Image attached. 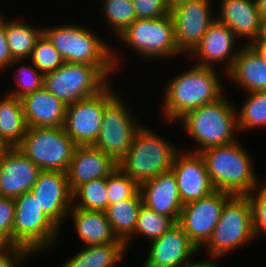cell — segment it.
Here are the masks:
<instances>
[{
    "label": "cell",
    "mask_w": 266,
    "mask_h": 267,
    "mask_svg": "<svg viewBox=\"0 0 266 267\" xmlns=\"http://www.w3.org/2000/svg\"><path fill=\"white\" fill-rule=\"evenodd\" d=\"M217 74L215 68L194 65L170 79L162 109L166 120L173 123L185 113L221 98L224 86Z\"/></svg>",
    "instance_id": "obj_1"
},
{
    "label": "cell",
    "mask_w": 266,
    "mask_h": 267,
    "mask_svg": "<svg viewBox=\"0 0 266 267\" xmlns=\"http://www.w3.org/2000/svg\"><path fill=\"white\" fill-rule=\"evenodd\" d=\"M200 154L216 190L233 196H247L260 185L252 166L253 159L239 139L226 145L206 148Z\"/></svg>",
    "instance_id": "obj_2"
},
{
    "label": "cell",
    "mask_w": 266,
    "mask_h": 267,
    "mask_svg": "<svg viewBox=\"0 0 266 267\" xmlns=\"http://www.w3.org/2000/svg\"><path fill=\"white\" fill-rule=\"evenodd\" d=\"M228 100L223 95L218 100L195 108L178 119V122L181 120L184 132L199 145L196 151L194 149L191 152L200 153L206 148L226 145L237 140V111Z\"/></svg>",
    "instance_id": "obj_3"
},
{
    "label": "cell",
    "mask_w": 266,
    "mask_h": 267,
    "mask_svg": "<svg viewBox=\"0 0 266 267\" xmlns=\"http://www.w3.org/2000/svg\"><path fill=\"white\" fill-rule=\"evenodd\" d=\"M182 150L165 137L143 125L137 130L132 146L118 162L119 168L138 185L170 171L176 154Z\"/></svg>",
    "instance_id": "obj_4"
},
{
    "label": "cell",
    "mask_w": 266,
    "mask_h": 267,
    "mask_svg": "<svg viewBox=\"0 0 266 267\" xmlns=\"http://www.w3.org/2000/svg\"><path fill=\"white\" fill-rule=\"evenodd\" d=\"M93 32L90 28L76 24H64L43 29V33L65 62L117 68L118 62H120V57H117L119 54Z\"/></svg>",
    "instance_id": "obj_5"
},
{
    "label": "cell",
    "mask_w": 266,
    "mask_h": 267,
    "mask_svg": "<svg viewBox=\"0 0 266 267\" xmlns=\"http://www.w3.org/2000/svg\"><path fill=\"white\" fill-rule=\"evenodd\" d=\"M114 66L64 62L44 75L43 86L66 105L98 94L109 84Z\"/></svg>",
    "instance_id": "obj_6"
},
{
    "label": "cell",
    "mask_w": 266,
    "mask_h": 267,
    "mask_svg": "<svg viewBox=\"0 0 266 267\" xmlns=\"http://www.w3.org/2000/svg\"><path fill=\"white\" fill-rule=\"evenodd\" d=\"M252 240L255 236L250 200L247 196H232L225 203L210 239L201 249L219 259Z\"/></svg>",
    "instance_id": "obj_7"
},
{
    "label": "cell",
    "mask_w": 266,
    "mask_h": 267,
    "mask_svg": "<svg viewBox=\"0 0 266 267\" xmlns=\"http://www.w3.org/2000/svg\"><path fill=\"white\" fill-rule=\"evenodd\" d=\"M14 203L13 242L32 254L52 248L60 228L45 215L31 191L15 198Z\"/></svg>",
    "instance_id": "obj_8"
},
{
    "label": "cell",
    "mask_w": 266,
    "mask_h": 267,
    "mask_svg": "<svg viewBox=\"0 0 266 267\" xmlns=\"http://www.w3.org/2000/svg\"><path fill=\"white\" fill-rule=\"evenodd\" d=\"M118 39L142 58L162 60L183 54L175 40L171 13L161 18L136 19Z\"/></svg>",
    "instance_id": "obj_9"
},
{
    "label": "cell",
    "mask_w": 266,
    "mask_h": 267,
    "mask_svg": "<svg viewBox=\"0 0 266 267\" xmlns=\"http://www.w3.org/2000/svg\"><path fill=\"white\" fill-rule=\"evenodd\" d=\"M76 144L64 127H28L18 148L42 171H67Z\"/></svg>",
    "instance_id": "obj_10"
},
{
    "label": "cell",
    "mask_w": 266,
    "mask_h": 267,
    "mask_svg": "<svg viewBox=\"0 0 266 267\" xmlns=\"http://www.w3.org/2000/svg\"><path fill=\"white\" fill-rule=\"evenodd\" d=\"M125 103L118 92L105 103L100 132L93 145L117 162L126 155L137 130L142 126L130 114L131 110Z\"/></svg>",
    "instance_id": "obj_11"
},
{
    "label": "cell",
    "mask_w": 266,
    "mask_h": 267,
    "mask_svg": "<svg viewBox=\"0 0 266 267\" xmlns=\"http://www.w3.org/2000/svg\"><path fill=\"white\" fill-rule=\"evenodd\" d=\"M111 85L94 96L67 105L63 127L77 146L94 145L97 141L105 103L117 92Z\"/></svg>",
    "instance_id": "obj_12"
},
{
    "label": "cell",
    "mask_w": 266,
    "mask_h": 267,
    "mask_svg": "<svg viewBox=\"0 0 266 267\" xmlns=\"http://www.w3.org/2000/svg\"><path fill=\"white\" fill-rule=\"evenodd\" d=\"M232 196L216 190L204 198L183 204L178 224L198 250L210 239L225 203Z\"/></svg>",
    "instance_id": "obj_13"
},
{
    "label": "cell",
    "mask_w": 266,
    "mask_h": 267,
    "mask_svg": "<svg viewBox=\"0 0 266 267\" xmlns=\"http://www.w3.org/2000/svg\"><path fill=\"white\" fill-rule=\"evenodd\" d=\"M211 0H186L172 11L175 40L178 49L186 55L202 40L208 27L216 20ZM213 15V16H212Z\"/></svg>",
    "instance_id": "obj_14"
},
{
    "label": "cell",
    "mask_w": 266,
    "mask_h": 267,
    "mask_svg": "<svg viewBox=\"0 0 266 267\" xmlns=\"http://www.w3.org/2000/svg\"><path fill=\"white\" fill-rule=\"evenodd\" d=\"M31 193L45 215L62 229L61 225L68 218L72 207V192L68 186L67 174L62 171H41Z\"/></svg>",
    "instance_id": "obj_15"
},
{
    "label": "cell",
    "mask_w": 266,
    "mask_h": 267,
    "mask_svg": "<svg viewBox=\"0 0 266 267\" xmlns=\"http://www.w3.org/2000/svg\"><path fill=\"white\" fill-rule=\"evenodd\" d=\"M178 184L183 204L204 198L214 191V185L200 153L179 151L171 168Z\"/></svg>",
    "instance_id": "obj_16"
},
{
    "label": "cell",
    "mask_w": 266,
    "mask_h": 267,
    "mask_svg": "<svg viewBox=\"0 0 266 267\" xmlns=\"http://www.w3.org/2000/svg\"><path fill=\"white\" fill-rule=\"evenodd\" d=\"M41 171L18 147L6 148L0 156V196L15 199L31 191Z\"/></svg>",
    "instance_id": "obj_17"
},
{
    "label": "cell",
    "mask_w": 266,
    "mask_h": 267,
    "mask_svg": "<svg viewBox=\"0 0 266 267\" xmlns=\"http://www.w3.org/2000/svg\"><path fill=\"white\" fill-rule=\"evenodd\" d=\"M236 40L237 37L231 29L216 19L190 54L192 53L197 62L199 61L195 64L198 66L214 68L215 64L223 62L226 65L224 70L226 74L240 50L235 47Z\"/></svg>",
    "instance_id": "obj_18"
},
{
    "label": "cell",
    "mask_w": 266,
    "mask_h": 267,
    "mask_svg": "<svg viewBox=\"0 0 266 267\" xmlns=\"http://www.w3.org/2000/svg\"><path fill=\"white\" fill-rule=\"evenodd\" d=\"M150 243L143 267H181L199 251L178 223Z\"/></svg>",
    "instance_id": "obj_19"
},
{
    "label": "cell",
    "mask_w": 266,
    "mask_h": 267,
    "mask_svg": "<svg viewBox=\"0 0 266 267\" xmlns=\"http://www.w3.org/2000/svg\"><path fill=\"white\" fill-rule=\"evenodd\" d=\"M117 168L113 157L93 145L76 146L66 171L70 191L91 180L107 178Z\"/></svg>",
    "instance_id": "obj_20"
},
{
    "label": "cell",
    "mask_w": 266,
    "mask_h": 267,
    "mask_svg": "<svg viewBox=\"0 0 266 267\" xmlns=\"http://www.w3.org/2000/svg\"><path fill=\"white\" fill-rule=\"evenodd\" d=\"M143 205L157 214L172 218L178 223L183 203L172 170L161 173L139 185Z\"/></svg>",
    "instance_id": "obj_21"
},
{
    "label": "cell",
    "mask_w": 266,
    "mask_h": 267,
    "mask_svg": "<svg viewBox=\"0 0 266 267\" xmlns=\"http://www.w3.org/2000/svg\"><path fill=\"white\" fill-rule=\"evenodd\" d=\"M28 127L64 126L67 105L44 86L21 98Z\"/></svg>",
    "instance_id": "obj_22"
},
{
    "label": "cell",
    "mask_w": 266,
    "mask_h": 267,
    "mask_svg": "<svg viewBox=\"0 0 266 267\" xmlns=\"http://www.w3.org/2000/svg\"><path fill=\"white\" fill-rule=\"evenodd\" d=\"M218 21L227 25L237 39L248 40L250 44L257 36L261 17L256 0H221ZM249 38V39H248Z\"/></svg>",
    "instance_id": "obj_23"
},
{
    "label": "cell",
    "mask_w": 266,
    "mask_h": 267,
    "mask_svg": "<svg viewBox=\"0 0 266 267\" xmlns=\"http://www.w3.org/2000/svg\"><path fill=\"white\" fill-rule=\"evenodd\" d=\"M71 215L74 229L85 246L107 243H124L114 234L106 212L80 209L72 206Z\"/></svg>",
    "instance_id": "obj_24"
},
{
    "label": "cell",
    "mask_w": 266,
    "mask_h": 267,
    "mask_svg": "<svg viewBox=\"0 0 266 267\" xmlns=\"http://www.w3.org/2000/svg\"><path fill=\"white\" fill-rule=\"evenodd\" d=\"M225 76L246 93L266 90V62L249 45H242Z\"/></svg>",
    "instance_id": "obj_25"
},
{
    "label": "cell",
    "mask_w": 266,
    "mask_h": 267,
    "mask_svg": "<svg viewBox=\"0 0 266 267\" xmlns=\"http://www.w3.org/2000/svg\"><path fill=\"white\" fill-rule=\"evenodd\" d=\"M27 129L21 99L6 94L0 99V141L6 148L18 147Z\"/></svg>",
    "instance_id": "obj_26"
},
{
    "label": "cell",
    "mask_w": 266,
    "mask_h": 267,
    "mask_svg": "<svg viewBox=\"0 0 266 267\" xmlns=\"http://www.w3.org/2000/svg\"><path fill=\"white\" fill-rule=\"evenodd\" d=\"M126 252L125 243L85 246L61 267H115Z\"/></svg>",
    "instance_id": "obj_27"
},
{
    "label": "cell",
    "mask_w": 266,
    "mask_h": 267,
    "mask_svg": "<svg viewBox=\"0 0 266 267\" xmlns=\"http://www.w3.org/2000/svg\"><path fill=\"white\" fill-rule=\"evenodd\" d=\"M142 197L138 190L132 197L108 205L106 212L112 230L118 239L125 242L135 230Z\"/></svg>",
    "instance_id": "obj_28"
},
{
    "label": "cell",
    "mask_w": 266,
    "mask_h": 267,
    "mask_svg": "<svg viewBox=\"0 0 266 267\" xmlns=\"http://www.w3.org/2000/svg\"><path fill=\"white\" fill-rule=\"evenodd\" d=\"M24 22V23H23ZM22 20L5 19V30L7 44L14 60L29 59L36 41L43 33V29H37L34 26Z\"/></svg>",
    "instance_id": "obj_29"
},
{
    "label": "cell",
    "mask_w": 266,
    "mask_h": 267,
    "mask_svg": "<svg viewBox=\"0 0 266 267\" xmlns=\"http://www.w3.org/2000/svg\"><path fill=\"white\" fill-rule=\"evenodd\" d=\"M177 223L170 217L157 214L147 206H141L138 218L135 225L134 233L124 242L126 250L130 246L131 238L134 236H144L150 241L162 237L168 230H170Z\"/></svg>",
    "instance_id": "obj_30"
},
{
    "label": "cell",
    "mask_w": 266,
    "mask_h": 267,
    "mask_svg": "<svg viewBox=\"0 0 266 267\" xmlns=\"http://www.w3.org/2000/svg\"><path fill=\"white\" fill-rule=\"evenodd\" d=\"M107 189V178L86 182L72 192V206L105 212L108 208Z\"/></svg>",
    "instance_id": "obj_31"
},
{
    "label": "cell",
    "mask_w": 266,
    "mask_h": 267,
    "mask_svg": "<svg viewBox=\"0 0 266 267\" xmlns=\"http://www.w3.org/2000/svg\"><path fill=\"white\" fill-rule=\"evenodd\" d=\"M247 99L237 113L238 132L266 126V90L246 93Z\"/></svg>",
    "instance_id": "obj_32"
},
{
    "label": "cell",
    "mask_w": 266,
    "mask_h": 267,
    "mask_svg": "<svg viewBox=\"0 0 266 267\" xmlns=\"http://www.w3.org/2000/svg\"><path fill=\"white\" fill-rule=\"evenodd\" d=\"M100 3L104 19H106L108 27L112 28V32L114 31V35H117L116 37L136 20L132 0H102Z\"/></svg>",
    "instance_id": "obj_33"
},
{
    "label": "cell",
    "mask_w": 266,
    "mask_h": 267,
    "mask_svg": "<svg viewBox=\"0 0 266 267\" xmlns=\"http://www.w3.org/2000/svg\"><path fill=\"white\" fill-rule=\"evenodd\" d=\"M29 60L43 75L54 72L65 62L44 33L36 41Z\"/></svg>",
    "instance_id": "obj_34"
},
{
    "label": "cell",
    "mask_w": 266,
    "mask_h": 267,
    "mask_svg": "<svg viewBox=\"0 0 266 267\" xmlns=\"http://www.w3.org/2000/svg\"><path fill=\"white\" fill-rule=\"evenodd\" d=\"M17 67L19 68L14 72L16 74L14 77L18 88H15L14 91L11 89V92L9 91L7 94L10 93V96L21 99L43 87L44 75L32 63L28 65L21 64V66Z\"/></svg>",
    "instance_id": "obj_35"
},
{
    "label": "cell",
    "mask_w": 266,
    "mask_h": 267,
    "mask_svg": "<svg viewBox=\"0 0 266 267\" xmlns=\"http://www.w3.org/2000/svg\"><path fill=\"white\" fill-rule=\"evenodd\" d=\"M108 205L132 197L139 185L120 168L107 177Z\"/></svg>",
    "instance_id": "obj_36"
},
{
    "label": "cell",
    "mask_w": 266,
    "mask_h": 267,
    "mask_svg": "<svg viewBox=\"0 0 266 267\" xmlns=\"http://www.w3.org/2000/svg\"><path fill=\"white\" fill-rule=\"evenodd\" d=\"M247 197L252 206L254 236L259 238L262 235L260 233L266 234V184L256 187Z\"/></svg>",
    "instance_id": "obj_37"
},
{
    "label": "cell",
    "mask_w": 266,
    "mask_h": 267,
    "mask_svg": "<svg viewBox=\"0 0 266 267\" xmlns=\"http://www.w3.org/2000/svg\"><path fill=\"white\" fill-rule=\"evenodd\" d=\"M136 19L161 18L170 13L164 0H132Z\"/></svg>",
    "instance_id": "obj_38"
},
{
    "label": "cell",
    "mask_w": 266,
    "mask_h": 267,
    "mask_svg": "<svg viewBox=\"0 0 266 267\" xmlns=\"http://www.w3.org/2000/svg\"><path fill=\"white\" fill-rule=\"evenodd\" d=\"M14 215V199L0 196V230L5 232L12 239V241Z\"/></svg>",
    "instance_id": "obj_39"
},
{
    "label": "cell",
    "mask_w": 266,
    "mask_h": 267,
    "mask_svg": "<svg viewBox=\"0 0 266 267\" xmlns=\"http://www.w3.org/2000/svg\"><path fill=\"white\" fill-rule=\"evenodd\" d=\"M31 255L32 253L28 249L15 245L12 249L0 253V267H18Z\"/></svg>",
    "instance_id": "obj_40"
},
{
    "label": "cell",
    "mask_w": 266,
    "mask_h": 267,
    "mask_svg": "<svg viewBox=\"0 0 266 267\" xmlns=\"http://www.w3.org/2000/svg\"><path fill=\"white\" fill-rule=\"evenodd\" d=\"M0 16V72L13 67V65L20 64L21 61L25 60H14L7 44L6 30H5V19ZM20 62V63H19ZM3 69V70H2Z\"/></svg>",
    "instance_id": "obj_41"
},
{
    "label": "cell",
    "mask_w": 266,
    "mask_h": 267,
    "mask_svg": "<svg viewBox=\"0 0 266 267\" xmlns=\"http://www.w3.org/2000/svg\"><path fill=\"white\" fill-rule=\"evenodd\" d=\"M215 257H210L209 260H205V261H195L192 258L186 262L184 265H182L181 267H219L217 263L218 261H216ZM214 260V261H213Z\"/></svg>",
    "instance_id": "obj_42"
},
{
    "label": "cell",
    "mask_w": 266,
    "mask_h": 267,
    "mask_svg": "<svg viewBox=\"0 0 266 267\" xmlns=\"http://www.w3.org/2000/svg\"><path fill=\"white\" fill-rule=\"evenodd\" d=\"M16 244L12 239L3 231L0 230V253H4L12 249Z\"/></svg>",
    "instance_id": "obj_43"
},
{
    "label": "cell",
    "mask_w": 266,
    "mask_h": 267,
    "mask_svg": "<svg viewBox=\"0 0 266 267\" xmlns=\"http://www.w3.org/2000/svg\"><path fill=\"white\" fill-rule=\"evenodd\" d=\"M250 44H266V19H261L257 36Z\"/></svg>",
    "instance_id": "obj_44"
},
{
    "label": "cell",
    "mask_w": 266,
    "mask_h": 267,
    "mask_svg": "<svg viewBox=\"0 0 266 267\" xmlns=\"http://www.w3.org/2000/svg\"><path fill=\"white\" fill-rule=\"evenodd\" d=\"M266 62V44H248Z\"/></svg>",
    "instance_id": "obj_45"
},
{
    "label": "cell",
    "mask_w": 266,
    "mask_h": 267,
    "mask_svg": "<svg viewBox=\"0 0 266 267\" xmlns=\"http://www.w3.org/2000/svg\"><path fill=\"white\" fill-rule=\"evenodd\" d=\"M261 19H266V0H256Z\"/></svg>",
    "instance_id": "obj_46"
},
{
    "label": "cell",
    "mask_w": 266,
    "mask_h": 267,
    "mask_svg": "<svg viewBox=\"0 0 266 267\" xmlns=\"http://www.w3.org/2000/svg\"><path fill=\"white\" fill-rule=\"evenodd\" d=\"M186 0H164L169 11H172L178 5L183 4Z\"/></svg>",
    "instance_id": "obj_47"
},
{
    "label": "cell",
    "mask_w": 266,
    "mask_h": 267,
    "mask_svg": "<svg viewBox=\"0 0 266 267\" xmlns=\"http://www.w3.org/2000/svg\"><path fill=\"white\" fill-rule=\"evenodd\" d=\"M5 149H6V146L0 141V156L2 155Z\"/></svg>",
    "instance_id": "obj_48"
}]
</instances>
